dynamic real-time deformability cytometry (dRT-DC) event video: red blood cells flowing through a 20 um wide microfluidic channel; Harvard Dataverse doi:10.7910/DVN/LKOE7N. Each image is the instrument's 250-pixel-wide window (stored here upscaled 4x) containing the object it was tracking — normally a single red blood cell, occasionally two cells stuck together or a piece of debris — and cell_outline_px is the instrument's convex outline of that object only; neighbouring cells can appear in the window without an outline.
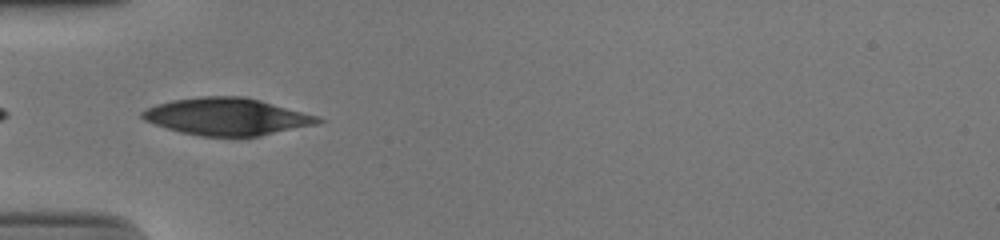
{"species": "human", "species_latin": "Homo sapiens", "temperature_condition": "cold", "stored_images_in_passage": 36, "camera_frame_rate_fps": 3000, "um_per_image_px": 0.085, "donor": {"sex": "male"}, "frame": {"image": 1, "passage_image": 1, "time_ms": 0.0, "image_size_px": [1000, 240], "cell_outline_px": [[324, 120], [316, 124], [260, 136], [200, 136], [180, 132], [144, 120], [140, 116], [140, 112], [156, 104], [172, 100], [200, 96], [240, 96], [260, 100], [320, 116]], "centroid_in_image_um": [19.29, 9.9], "position_along_channel_um": 65.7, "area_um2": 37.92}}
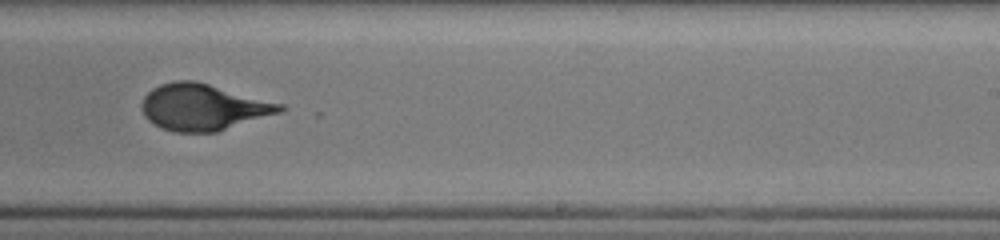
{"frame": {"image": 2, "passage_image": 17, "time_ms": 5.333, "image_size_px": [1000, 240], "cell_outline_px": [[288, 108], [284, 112], [216, 132], [172, 132], [160, 128], [148, 120], [144, 116], [140, 108], [140, 104], [144, 96], [152, 88], [160, 84], [176, 80], [192, 80], [208, 84], [284, 104]], "centroid_in_image_um": [17.27, 9.12], "position_along_channel_um": 271.7, "area_um2": 37.69}}
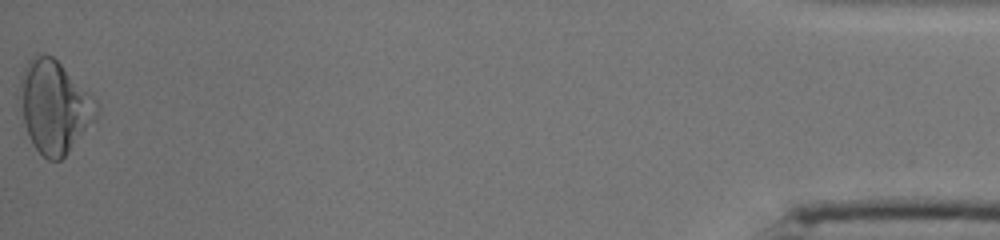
{"frame": {"image": 3, "passage_image": 36, "time_ms": 11.667, "image_size_px": [1000, 240], "cell_outline_px": [[100, 108], [96, 120], [64, 156], [60, 160], [48, 160], [32, 144], [24, 124], [20, 84], [20, 80], [24, 68], [28, 60], [36, 52], [52, 56], [92, 92]], "centroid_in_image_um": [4.67, 9.03], "position_along_channel_um": 430.5, "area_um2": 41.33}, "authors_computed_cell_mechanics": {"area_um2": 36.992, "velocity_mm_per_s": 3.9152, "shape_relaxation_time_tau1_ms": 4.0412, "shape_relaxation_time_tau2_ms": null, "deformation_change_tau1": 0.2113, "deformation_change_tau2": null}}